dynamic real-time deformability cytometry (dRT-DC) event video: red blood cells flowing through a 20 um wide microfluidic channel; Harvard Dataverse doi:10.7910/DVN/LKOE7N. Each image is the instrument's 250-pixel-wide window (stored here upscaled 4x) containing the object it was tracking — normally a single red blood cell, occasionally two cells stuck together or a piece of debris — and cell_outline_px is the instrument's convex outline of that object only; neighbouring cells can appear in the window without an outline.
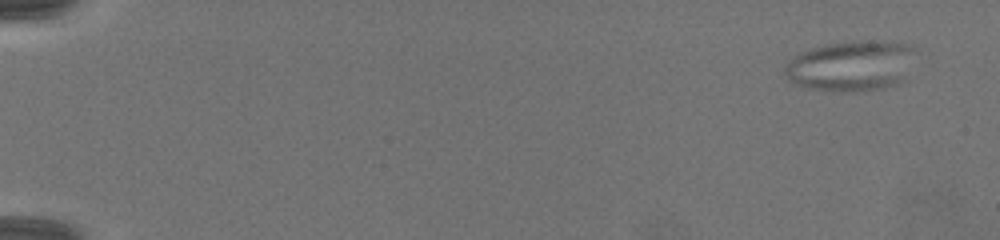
{"species": "common noctule bat (a hibernating species)", "species_latin": "Nyctalus noctula", "temperature_condition": "warm", "stored_images_in_passage": 47, "camera_frame_rate_fps": 3000, "um_per_image_px": 0.085, "animal": {"sex": "female", "body_mass_g": 19.5, "forearm_length_mm": 54.1}, "frame": {"image": 1, "passage_image": 2, "time_ms": 0.333, "image_size_px": [1000, 240], "cell_outline_px": [[908, 48], [904, 80], [896, 84], [884, 88], [856, 92], [836, 92], [804, 88], [788, 80], [784, 72], [784, 64], [792, 56], [812, 48], [828, 44], [908, 44]], "centroid_in_image_um": [72.11, 5.71], "position_along_channel_um": 12.9, "area_um2": 36.53}}
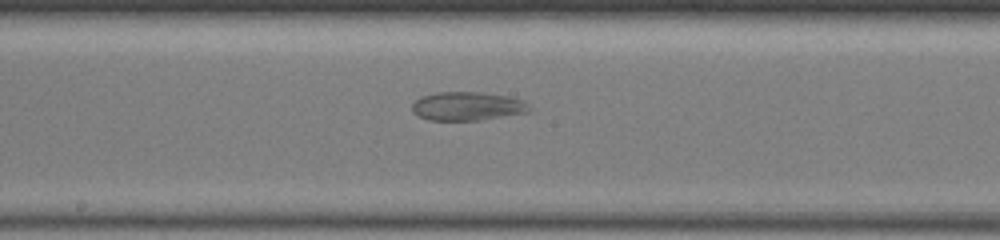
{"frame": {"image": 2, "passage_image": 30, "time_ms": 9.333, "image_size_px": [1000, 240], "cell_outline_px": [[532, 108], [528, 112], [480, 120], [428, 120], [412, 112], [412, 104], [420, 96], [436, 92], [484, 92], [508, 96], [524, 100]], "centroid_in_image_um": [39.73, 9.02], "position_along_channel_um": 208.5, "area_um2": 19.71}}
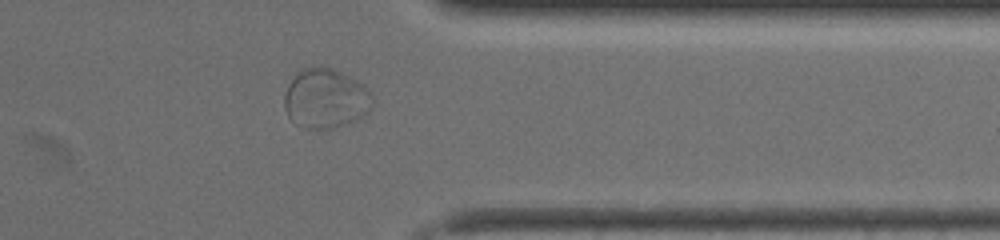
{"frame": {"image": 3, "passage_image": 40, "time_ms": 13.667, "image_size_px": [1000, 240], "cell_outline_px": [[372, 108], [368, 112], [356, 120], [348, 124], [332, 128], [304, 128], [296, 124], [288, 116], [284, 108], [284, 96], [288, 84], [296, 72], [300, 68], [320, 64], [332, 68], [364, 84], [368, 88], [372, 96]], "centroid_in_image_um": [27.66, 8.34], "position_along_channel_um": 383.7, "area_um2": 31.1}}